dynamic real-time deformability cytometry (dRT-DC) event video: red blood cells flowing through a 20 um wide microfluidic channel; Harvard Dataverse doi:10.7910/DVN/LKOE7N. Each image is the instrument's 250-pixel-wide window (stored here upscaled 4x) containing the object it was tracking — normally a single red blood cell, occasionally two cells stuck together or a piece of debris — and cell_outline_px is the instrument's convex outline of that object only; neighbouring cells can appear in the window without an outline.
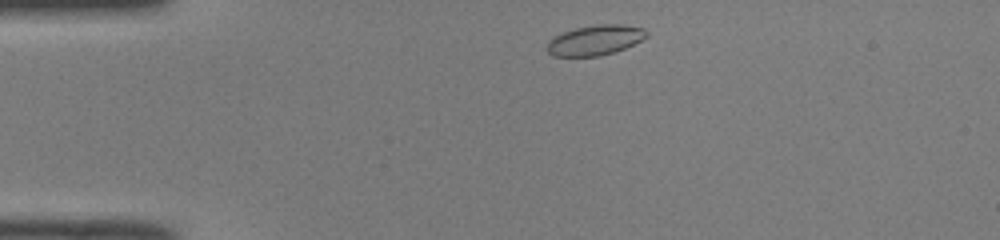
{"species": "common noctule bat (a hibernating species)", "species_latin": "Nyctalus noctula", "temperature_condition": "room temperature", "stored_images_in_passage": 42, "camera_frame_rate_fps": 3000, "um_per_image_px": 0.085, "animal": {"sex": "male", "body_mass_g": 19.0, "forearm_length_mm": 50.8}, "frame": {"image": 1, "passage_image": 2, "time_ms": 0.333, "image_size_px": [1000, 240], "cell_outline_px": [[648, 36], [624, 48], [600, 56], [552, 56], [548, 52], [548, 40], [552, 36], [560, 32], [572, 28], [596, 24], [624, 24], [644, 28], [648, 32]], "centroid_in_image_um": [50.55, 3.39], "position_along_channel_um": 34.5, "area_um2": 17.63}}
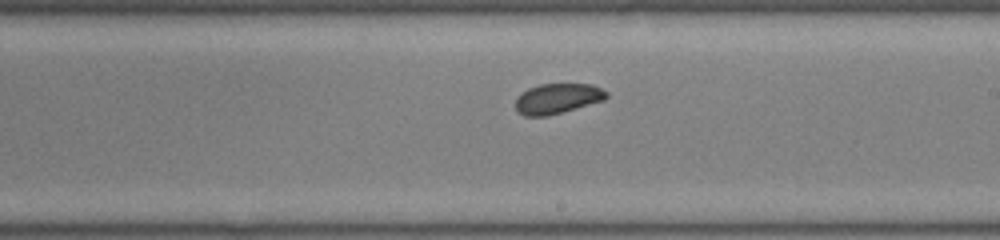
{"frame": {"image": 2, "passage_image": 21, "time_ms": 6.667, "image_size_px": [1000, 240], "cell_outline_px": [[608, 96], [604, 100], [560, 112], [544, 116], [524, 116], [516, 112], [516, 96], [528, 88], [540, 84], [592, 84], [608, 92]], "centroid_in_image_um": [47.35, 8.37], "position_along_channel_um": 241.7, "area_um2": 15.9}}
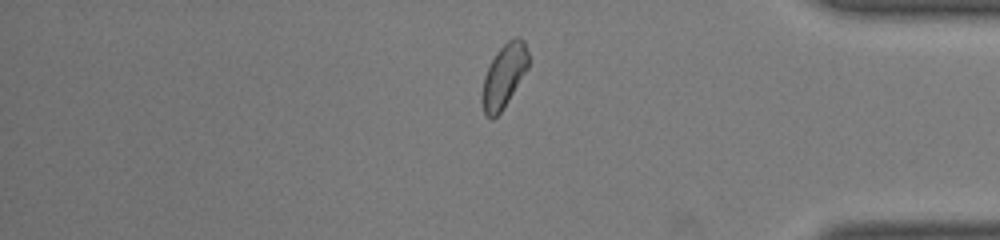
{"frame": {"image": 3, "passage_image": 34, "time_ms": 11.0, "image_size_px": [1000, 240], "cell_outline_px": [[528, 68], [508, 100], [500, 112], [492, 120], [484, 112], [480, 100], [484, 76], [496, 52], [508, 40], [516, 36], [520, 36], [524, 40], [528, 52]], "centroid_in_image_um": [42.83, 6.43], "position_along_channel_um": 392.4, "area_um2": 16.99}, "authors_computed_cell_mechanics": {"area_um2": 17.0221, "velocity_mm_per_s": 3.9787, "shape_relaxation_time_tau1_ms": 2.0082, "shape_relaxation_time_tau2_ms": 2.6286, "deformation_change_tau1": 0.0549, "deformation_change_tau2": 0.0482}}